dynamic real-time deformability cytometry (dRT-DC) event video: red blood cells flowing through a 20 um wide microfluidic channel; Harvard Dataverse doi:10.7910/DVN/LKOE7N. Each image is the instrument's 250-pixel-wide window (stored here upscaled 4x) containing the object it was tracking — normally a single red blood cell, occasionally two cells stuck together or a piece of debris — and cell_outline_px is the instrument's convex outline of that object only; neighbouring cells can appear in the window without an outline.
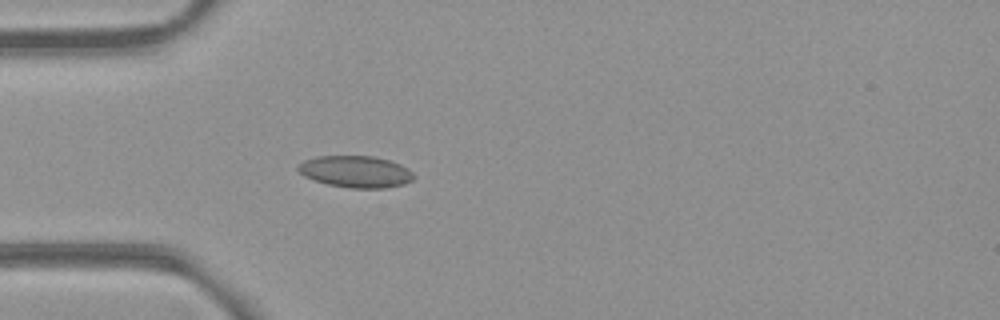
{"species": "common noctule bat (a hibernating species)", "species_latin": "Nyctalus noctula", "temperature_condition": "room temperature", "stored_images_in_passage": 4, "camera_frame_rate_fps": 3000, "um_per_image_px": 0.085, "animal": {"sex": "female", "body_mass_g": 21.9}, "frame": {"image": 1, "passage_image": 4, "time_ms": 1.0, "image_size_px": [1000, 320], "cell_outline_px": [[416, 176], [412, 180], [404, 184], [384, 188], [352, 188], [328, 184], [304, 176], [296, 168], [304, 160], [316, 156], [372, 156], [388, 160], [400, 164], [408, 168]], "centroid_in_image_um": [30.25, 14.58], "position_along_channel_um": 54.7, "area_um2": 21.27}}